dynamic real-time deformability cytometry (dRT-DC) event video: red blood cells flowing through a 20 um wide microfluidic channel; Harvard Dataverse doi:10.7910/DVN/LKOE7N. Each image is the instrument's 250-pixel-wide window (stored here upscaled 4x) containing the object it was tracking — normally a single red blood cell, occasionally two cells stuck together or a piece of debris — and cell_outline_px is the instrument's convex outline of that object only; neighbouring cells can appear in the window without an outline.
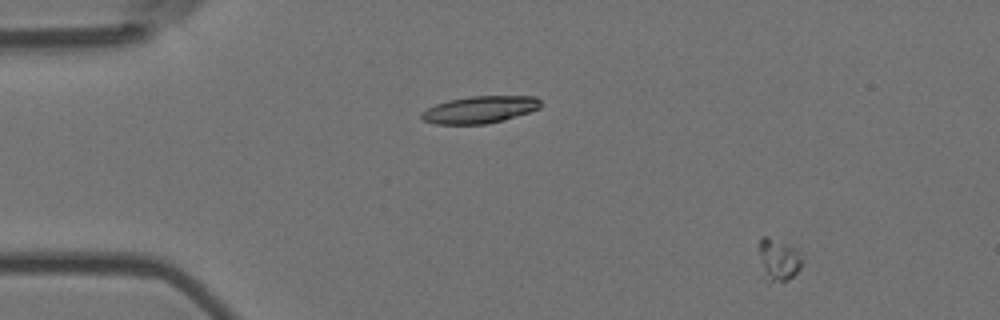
{"species": "Egyptian fruit bat (a non-hibernating species)", "species_latin": "Rousettus aegyptiacus", "temperature_condition": "room temperature", "stored_images_in_passage": 5, "camera_frame_rate_fps": 3000, "um_per_image_px": 0.085, "animal": {"sex": "female"}, "frame": {"image": 1, "passage_image": 1, "time_ms": 0.0, "image_size_px": [1000, 320], "cell_outline_px": [[804, 260], [800, 268], [788, 280], [768, 284], [764, 280], [756, 248], [760, 236], [768, 236], [796, 248], [800, 252]], "centroid_in_image_um": [66.11, 22.08], "position_along_channel_um": 18.9, "area_um2": 11.33}}
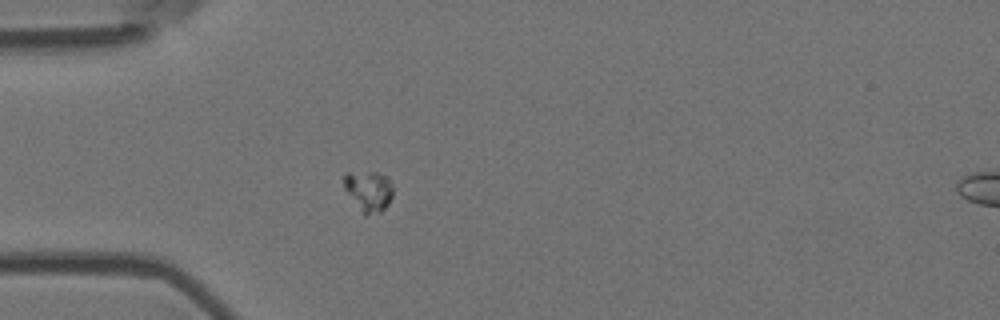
{"frame": {"image": 2, "passage_image": 4, "time_ms": 1.0, "image_size_px": [1000, 320], "cell_outline_px": [[392, 196], [388, 204], [380, 212], [364, 216], [344, 188], [344, 172], [376, 172], [384, 176], [392, 184]], "centroid_in_image_um": [31.31, 16.24], "position_along_channel_um": 53.7, "area_um2": 11.5}}